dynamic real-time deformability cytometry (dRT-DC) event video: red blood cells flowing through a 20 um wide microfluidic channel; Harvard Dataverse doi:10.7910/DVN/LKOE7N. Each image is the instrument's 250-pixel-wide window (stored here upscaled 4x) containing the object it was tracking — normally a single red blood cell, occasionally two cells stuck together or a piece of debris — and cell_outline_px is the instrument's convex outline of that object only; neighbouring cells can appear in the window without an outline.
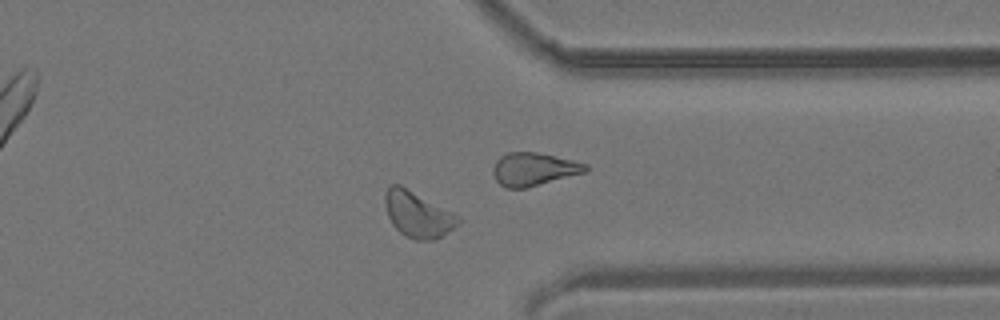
{"species": "common noctule bat (a hibernating species)", "species_latin": "Nyctalus noctula", "temperature_condition": "room temperature", "stored_images_in_passage": 33, "camera_frame_rate_fps": 3000, "um_per_image_px": 0.085, "animal": {"sex": "male", "body_mass_g": 19.2, "forearm_length_mm": 51.8}, "frame": {"image": 1, "passage_image": 24, "time_ms": 7.667, "image_size_px": [1000, 320], "cell_outline_px": [[460, 224], [436, 240], [416, 240], [404, 236], [392, 224], [388, 216], [384, 204], [384, 196], [388, 188], [392, 184], [400, 184], [460, 216]], "centroid_in_image_um": [35.52, 18.24], "position_along_channel_um": 375.9, "area_um2": 19.65}}